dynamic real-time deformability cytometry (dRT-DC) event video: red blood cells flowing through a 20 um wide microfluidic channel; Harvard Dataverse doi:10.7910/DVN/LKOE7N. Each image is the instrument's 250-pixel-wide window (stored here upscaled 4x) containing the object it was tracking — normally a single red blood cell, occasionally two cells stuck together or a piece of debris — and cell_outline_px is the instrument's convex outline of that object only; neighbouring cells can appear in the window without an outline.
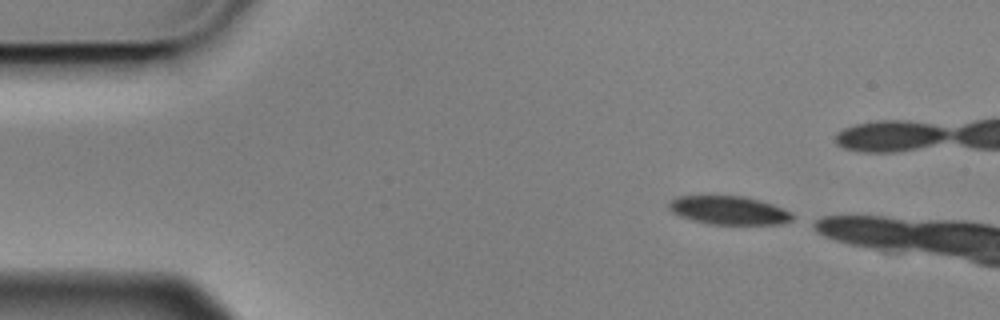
{"species": "Egyptian fruit bat (a non-hibernating species)", "species_latin": "Rousettus aegyptiacus", "temperature_condition": "cold", "stored_images_in_passage": 3, "camera_frame_rate_fps": 3000, "um_per_image_px": 0.085, "animal": {"sex": "male"}, "frame": {"image": 1, "passage_image": 1, "time_ms": 0.0, "image_size_px": [1000, 320], "cell_outline_px": [[792, 220], [780, 224], [708, 224], [692, 220], [680, 216], [672, 212], [668, 208], [668, 204], [676, 196], [744, 196], [760, 200], [772, 204], [792, 212]], "centroid_in_image_um": [61.94, 17.87], "position_along_channel_um": 23.1, "area_um2": 20.46}}